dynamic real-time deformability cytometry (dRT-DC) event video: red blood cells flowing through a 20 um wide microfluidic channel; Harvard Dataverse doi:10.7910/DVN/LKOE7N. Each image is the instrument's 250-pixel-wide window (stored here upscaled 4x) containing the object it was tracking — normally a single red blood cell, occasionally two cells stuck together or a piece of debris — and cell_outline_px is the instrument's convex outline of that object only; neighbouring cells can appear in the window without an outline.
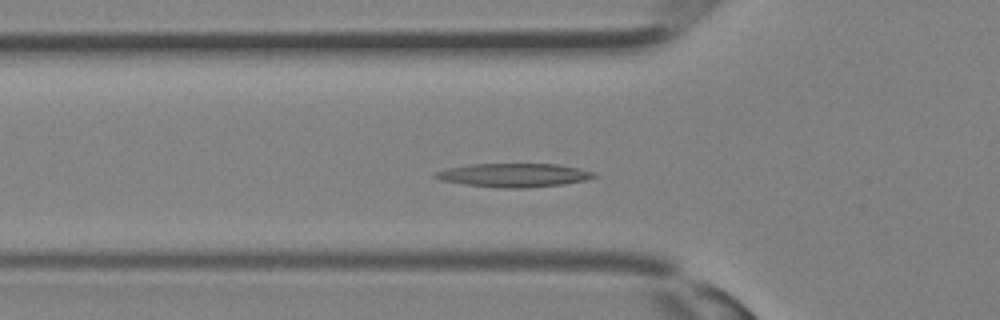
{"species": "Egyptian fruit bat (a non-hibernating species)", "species_latin": "Rousettus aegyptiacus", "temperature_condition": "room temperature", "stored_images_in_passage": 28, "camera_frame_rate_fps": 3000, "um_per_image_px": 0.085, "animal": {"sex": "female"}, "frame": {"image": 1, "passage_image": 9, "time_ms": 2.667, "image_size_px": [1000, 320], "cell_outline_px": [[600, 176], [588, 180], [564, 184], [528, 188], [496, 188], [464, 184], [440, 180], [432, 176], [432, 172], [448, 168], [472, 164], [556, 164], [580, 168], [596, 172]], "centroid_in_image_um": [43.72, 14.89], "position_along_channel_um": 82.1, "area_um2": 22.25}}
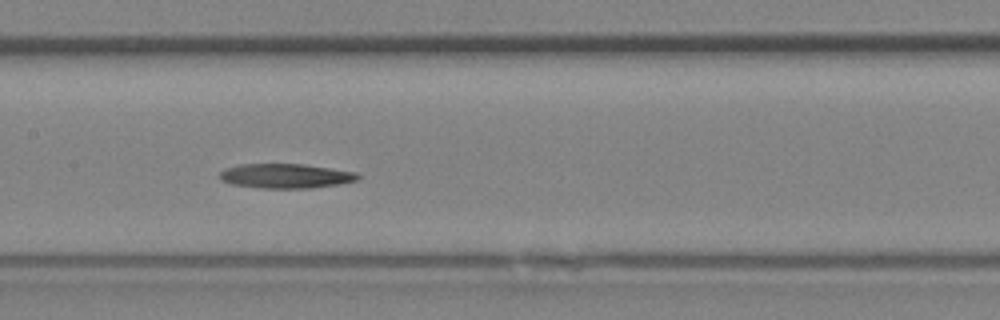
{"frame": {"image": 2, "passage_image": 14, "time_ms": 4.333, "image_size_px": [1000, 320], "cell_outline_px": [[360, 176], [356, 180], [340, 184], [312, 188], [260, 188], [232, 184], [220, 180], [220, 172], [224, 168], [240, 164], [304, 164], [356, 172]], "centroid_in_image_um": [24.26, 14.95], "position_along_channel_um": 183.1, "area_um2": 19.77}}
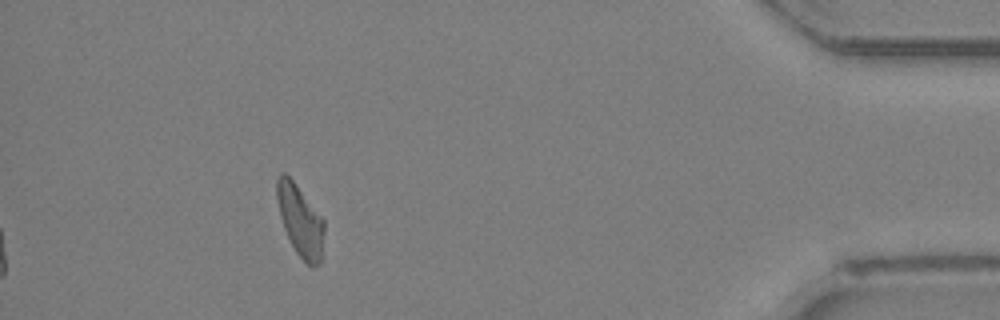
{"frame": {"image": 3, "passage_image": 28, "time_ms": 9.0, "image_size_px": [1000, 320], "cell_outline_px": [[324, 232], [320, 264], [312, 268], [296, 252], [284, 228], [280, 216], [276, 196], [276, 176], [280, 172], [284, 172], [292, 180], [324, 220]], "centroid_in_image_um": [25.5, 18.74], "position_along_channel_um": 409.7, "area_um2": 19.36}}